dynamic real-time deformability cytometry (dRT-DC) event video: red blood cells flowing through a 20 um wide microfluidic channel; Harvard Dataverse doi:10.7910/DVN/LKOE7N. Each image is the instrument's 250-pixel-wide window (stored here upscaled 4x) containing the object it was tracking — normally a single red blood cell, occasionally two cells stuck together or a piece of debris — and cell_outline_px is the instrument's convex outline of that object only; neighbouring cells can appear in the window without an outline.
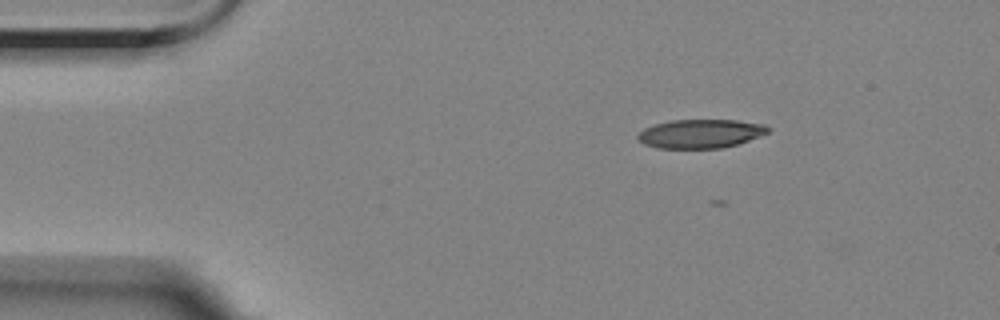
{"species": "Egyptian fruit bat (a non-hibernating species)", "species_latin": "Rousettus aegyptiacus", "temperature_condition": "room temperature", "stored_images_in_passage": 3, "camera_frame_rate_fps": 3000, "um_per_image_px": 0.085, "animal": {"sex": "female"}, "frame": {"image": 1, "passage_image": 1, "time_ms": 0.0, "image_size_px": [1000, 320], "cell_outline_px": [[772, 128], [768, 132], [748, 140], [736, 144], [720, 148], [660, 148], [644, 144], [636, 136], [644, 128], [656, 124], [672, 120], [736, 120], [764, 124]], "centroid_in_image_um": [59.55, 11.35], "position_along_channel_um": 25.4, "area_um2": 21.62}}